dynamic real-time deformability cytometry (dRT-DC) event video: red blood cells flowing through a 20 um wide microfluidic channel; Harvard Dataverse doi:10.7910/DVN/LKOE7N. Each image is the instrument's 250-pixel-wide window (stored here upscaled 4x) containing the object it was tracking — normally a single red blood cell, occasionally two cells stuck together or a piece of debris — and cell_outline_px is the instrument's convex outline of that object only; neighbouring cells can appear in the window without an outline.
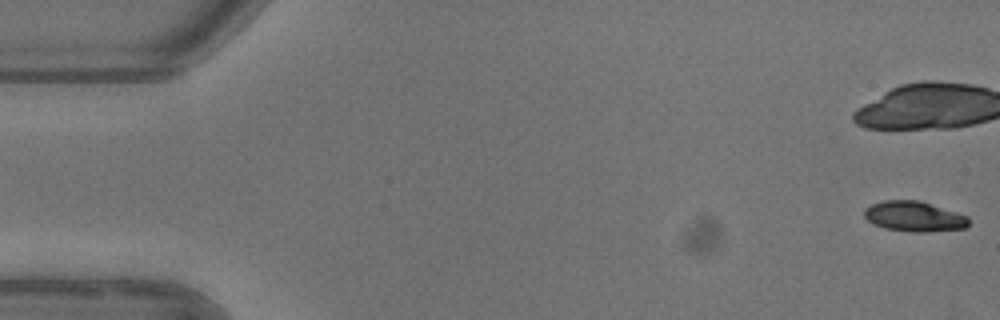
{"species": "common noctule bat (a hibernating species)", "species_latin": "Nyctalus noctula", "temperature_condition": "warm", "stored_images_in_passage": 5, "camera_frame_rate_fps": 3000, "um_per_image_px": 0.085, "animal": {"sex": "female"}, "frame": {"image": 1, "passage_image": 1, "time_ms": 0.0, "image_size_px": [1000, 320], "cell_outline_px": [[968, 224], [964, 228], [928, 232], [912, 232], [884, 228], [868, 220], [864, 216], [864, 208], [872, 204], [884, 200], [920, 200], [968, 216]], "centroid_in_image_um": [77.69, 18.39], "position_along_channel_um": 7.3, "area_um2": 18.32}}